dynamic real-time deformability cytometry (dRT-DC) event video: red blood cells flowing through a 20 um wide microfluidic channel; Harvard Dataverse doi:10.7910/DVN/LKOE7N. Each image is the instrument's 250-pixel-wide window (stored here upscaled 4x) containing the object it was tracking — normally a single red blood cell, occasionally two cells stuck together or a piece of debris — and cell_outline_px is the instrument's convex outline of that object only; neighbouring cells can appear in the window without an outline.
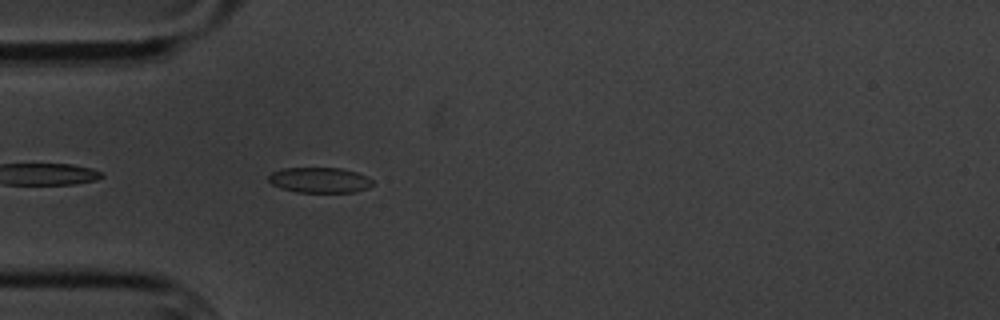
{"species": "common noctule bat (a hibernating species)", "species_latin": "Nyctalus noctula", "temperature_condition": "cold", "stored_images_in_passage": 3, "camera_frame_rate_fps": 3000, "um_per_image_px": 0.085, "animal": {"sex": "male", "body_mass_g": 20.1, "forearm_length_mm": 53.5}, "frame": {"image": 1, "passage_image": 3, "time_ms": 2.333, "image_size_px": [1000, 320], "cell_outline_px": [[372, 184], [368, 188], [356, 192], [296, 192], [280, 188], [272, 184], [268, 180], [268, 176], [272, 172], [280, 168], [340, 168], [356, 172], [368, 176], [372, 180]], "centroid_in_image_um": [27.15, 15.31], "position_along_channel_um": 57.8, "area_um2": 15.49}}